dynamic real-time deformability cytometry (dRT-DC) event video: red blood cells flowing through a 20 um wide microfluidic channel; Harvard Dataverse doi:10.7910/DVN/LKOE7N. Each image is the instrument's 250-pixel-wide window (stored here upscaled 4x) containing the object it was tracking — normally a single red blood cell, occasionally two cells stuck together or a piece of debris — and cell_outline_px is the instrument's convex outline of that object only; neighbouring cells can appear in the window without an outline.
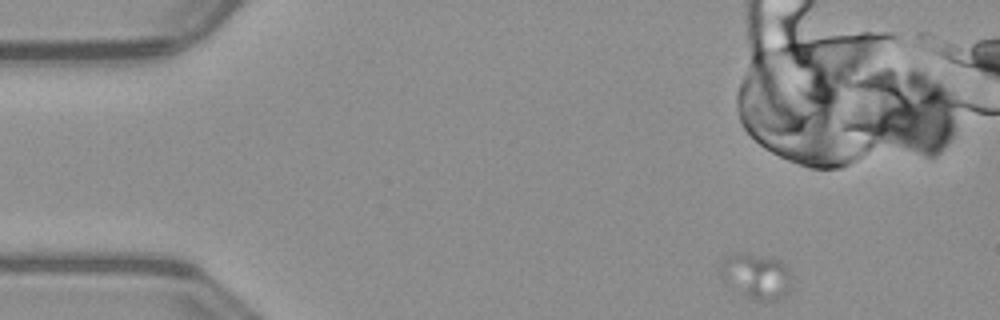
{"species": "common noctule bat (a hibernating species)", "species_latin": "Nyctalus noctula", "temperature_condition": "warm", "stored_images_in_passage": 37, "camera_frame_rate_fps": 3000, "um_per_image_px": 0.085, "animal": {"sex": "male", "body_mass_g": 23.1, "forearm_length_mm": 52.7}, "frame": {"image": 1, "passage_image": 1, "time_ms": 0.0, "image_size_px": [1000, 320], "cell_outline_px": [[792, 280], [788, 292], [784, 296], [776, 300], [760, 300], [748, 296], [720, 276], [720, 268], [724, 260], [728, 256], [736, 252], [740, 252], [780, 260], [788, 268]], "centroid_in_image_um": [64.34, 23.44], "position_along_channel_um": 20.7, "area_um2": 18.15}}
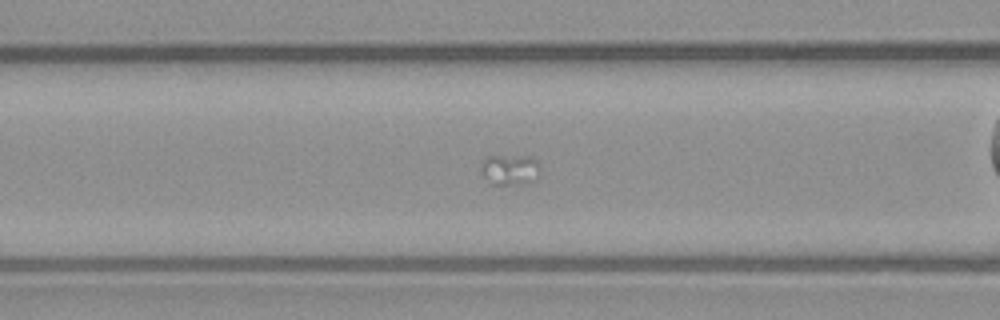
{"frame": {"image": 2, "passage_image": 18, "time_ms": 5.667, "image_size_px": [1000, 320], "cell_outline_px": [[540, 176], [536, 180], [528, 184], [492, 184], [480, 172], [480, 168], [484, 160], [488, 156], [532, 156], [540, 164]], "centroid_in_image_um": [43.41, 14.43], "position_along_channel_um": 123.2, "area_um2": 10.81}}
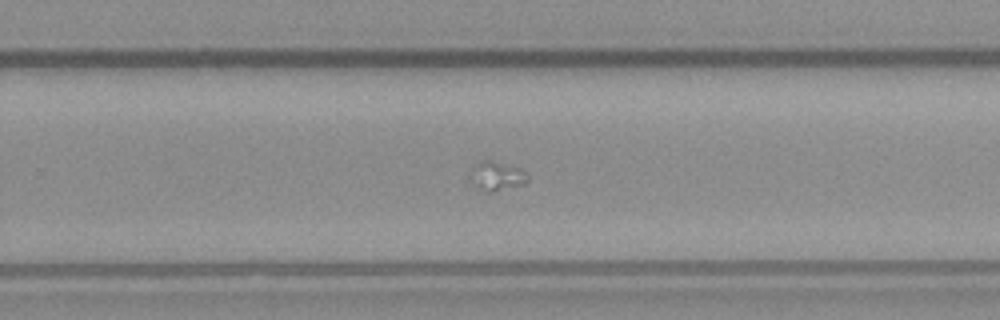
{"frame": {"image": 3, "passage_image": 33, "time_ms": 10.667, "image_size_px": [1000, 320], "cell_outline_px": [[528, 180], [524, 184], [492, 192], [476, 188], [468, 180], [468, 176], [472, 168], [480, 160], [492, 160], [524, 168], [528, 176]], "centroid_in_image_um": [42.2, 14.94], "position_along_channel_um": 287.6, "area_um2": 10.12}}